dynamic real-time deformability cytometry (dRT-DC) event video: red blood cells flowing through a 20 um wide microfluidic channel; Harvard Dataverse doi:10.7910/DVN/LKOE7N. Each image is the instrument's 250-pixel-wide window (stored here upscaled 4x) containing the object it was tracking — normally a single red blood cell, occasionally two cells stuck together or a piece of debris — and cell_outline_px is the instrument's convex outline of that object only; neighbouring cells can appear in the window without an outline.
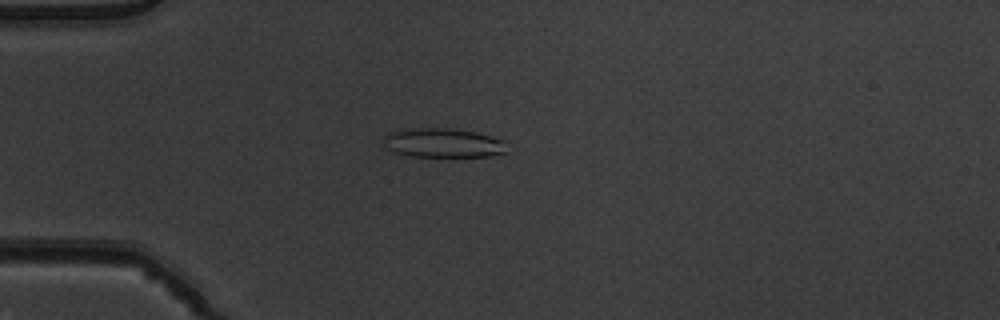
{"species": "common noctule bat (a hibernating species)", "species_latin": "Nyctalus noctula", "temperature_condition": "warm", "stored_images_in_passage": 53, "camera_frame_rate_fps": 3000, "um_per_image_px": 0.085, "animal": {"sex": "male", "body_mass_g": 19.5, "forearm_length_mm": 54.6}, "frame": {"image": 1, "passage_image": 15, "time_ms": 4.667, "image_size_px": [1000, 320], "cell_outline_px": [[504, 152], [488, 156], [412, 156], [396, 152], [388, 148], [384, 144], [384, 136], [388, 132], [416, 128], [444, 128], [476, 132], [504, 140]], "centroid_in_image_um": [37.63, 12.14], "position_along_channel_um": 47.4, "area_um2": 20.52}}
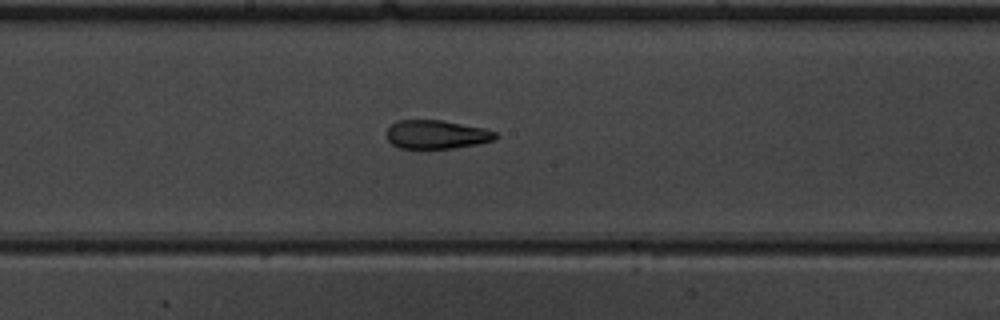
{"frame": {"image": 2, "passage_image": 29, "time_ms": 9.333, "image_size_px": [1000, 320], "cell_outline_px": [[500, 136], [492, 140], [476, 144], [452, 148], [400, 148], [392, 144], [388, 140], [388, 128], [396, 120], [444, 120], [484, 128], [496, 132]], "centroid_in_image_um": [37.12, 11.42], "position_along_channel_um": 211.1, "area_um2": 18.09}}
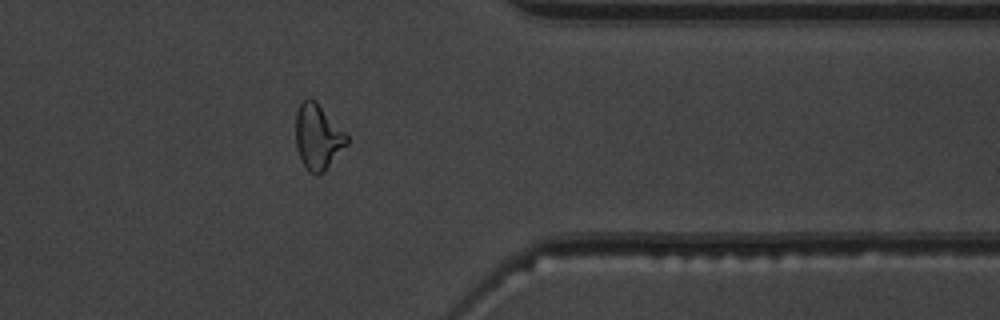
{"frame": {"image": 3, "passage_image": 43, "time_ms": 14.0, "image_size_px": [1000, 320], "cell_outline_px": [[348, 144], [324, 172], [316, 176], [308, 172], [300, 160], [296, 148], [296, 112], [300, 104], [308, 96], [316, 100], [348, 136]], "centroid_in_image_um": [27.0, 11.65], "position_along_channel_um": 384.4, "area_um2": 19.71}, "authors_computed_cell_mechanics": {"area_um2": 19.8832, "velocity_mm_per_s": 3.9303, "shape_relaxation_time_tau1_ms": 7.1589, "shape_relaxation_time_tau2_ms": 2.4722, "deformation_change_tau1": 0.2216, "deformation_change_tau2": 0.1175}}